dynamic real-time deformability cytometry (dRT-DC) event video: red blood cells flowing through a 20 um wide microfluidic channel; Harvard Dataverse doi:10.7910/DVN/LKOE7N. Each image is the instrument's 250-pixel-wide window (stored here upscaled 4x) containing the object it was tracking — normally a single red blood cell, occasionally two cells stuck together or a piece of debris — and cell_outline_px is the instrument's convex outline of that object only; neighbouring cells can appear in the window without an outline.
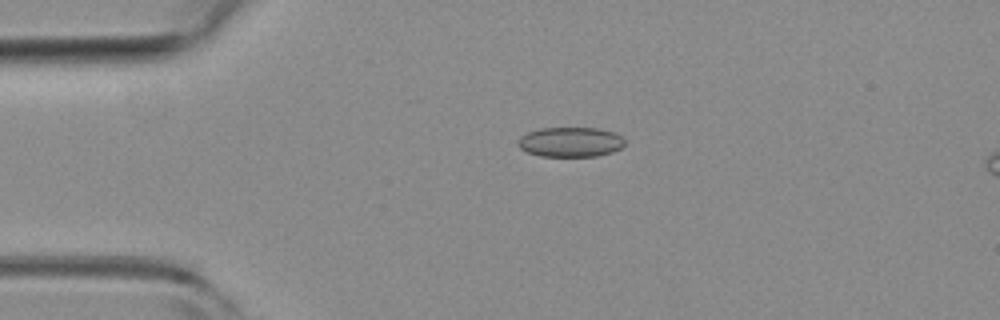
{"species": "common noctule bat (a hibernating species)", "species_latin": "Nyctalus noctula", "temperature_condition": "room temperature", "stored_images_in_passage": 5, "camera_frame_rate_fps": 3000, "um_per_image_px": 0.085, "animal": {"sex": "female", "body_mass_g": 19.3, "forearm_length_mm": 54.1}, "frame": {"image": 1, "passage_image": 3, "time_ms": 0.667, "image_size_px": [1000, 320], "cell_outline_px": [[624, 144], [620, 148], [612, 152], [596, 156], [540, 156], [528, 152], [520, 148], [520, 136], [528, 132], [540, 128], [596, 128], [612, 132], [620, 136], [624, 140]], "centroid_in_image_um": [48.49, 12.07], "position_along_channel_um": 36.5, "area_um2": 18.26}}